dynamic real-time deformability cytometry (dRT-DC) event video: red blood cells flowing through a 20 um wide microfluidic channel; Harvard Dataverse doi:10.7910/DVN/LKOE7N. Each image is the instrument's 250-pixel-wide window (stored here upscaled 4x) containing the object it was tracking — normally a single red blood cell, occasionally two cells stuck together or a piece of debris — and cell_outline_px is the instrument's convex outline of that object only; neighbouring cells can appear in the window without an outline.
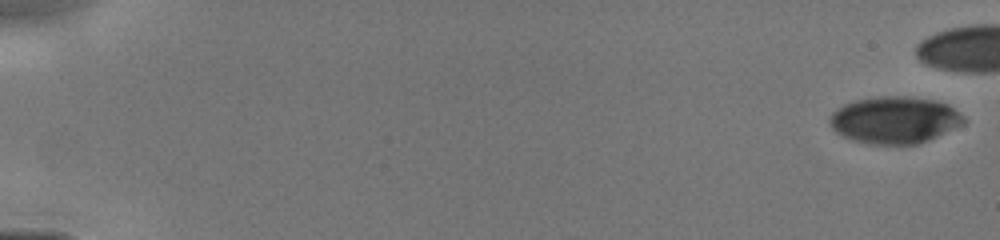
{"species": "human", "species_latin": "Homo sapiens", "temperature_condition": "cold", "stored_images_in_passage": 19, "segment_of_instrument_passage": [1, 2], "camera_frame_rate_fps": 3000, "um_per_image_px": 0.085, "donor": {"sex": "male"}, "frame": {"image": 1, "passage_image": 1, "time_ms": 0.0, "image_size_px": [1000, 240], "cell_outline_px": [[968, 120], [964, 124], [920, 144], [868, 144], [852, 140], [836, 132], [832, 128], [828, 120], [828, 116], [836, 108], [844, 104], [856, 100], [880, 96], [908, 96], [936, 100], [948, 104], [964, 116]], "centroid_in_image_um": [76.05, 10.19], "position_along_channel_um": 9.0, "area_um2": 37.05}}
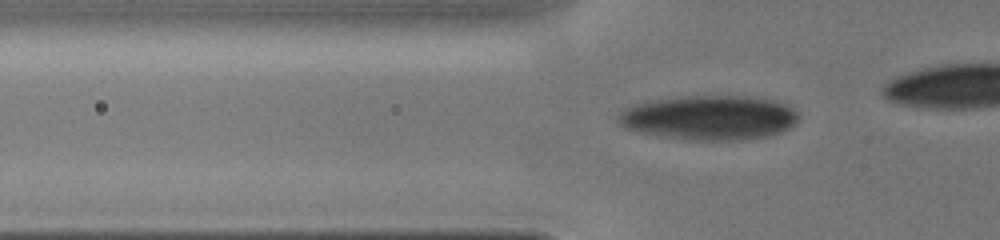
{"frame": {"image": 2, "passage_image": 14, "time_ms": 5.333, "image_size_px": [1000, 240], "cell_outline_px": [[800, 120], [792, 128], [768, 136], [744, 140], [688, 140], [644, 132], [624, 128], [616, 120], [616, 116], [620, 108], [644, 100], [676, 96], [748, 96], [776, 100], [792, 108], [800, 116]], "centroid_in_image_um": [60.26, 9.98], "position_along_channel_um": 65.5, "area_um2": 47.63}}
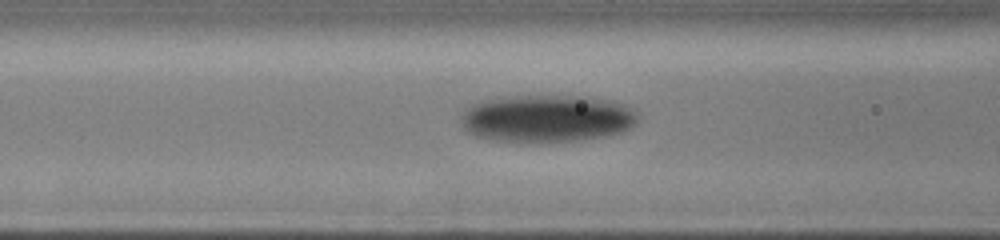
{"frame": {"image": 3, "passage_image": 17, "time_ms": 6.667, "image_size_px": [1000, 240], "cell_outline_px": [[640, 116], [636, 124], [620, 132], [608, 136], [576, 140], [540, 144], [496, 140], [476, 136], [468, 132], [464, 128], [460, 120], [460, 116], [464, 108], [480, 100], [500, 96], [584, 96], [612, 100], [624, 104], [640, 112]], "centroid_in_image_um": [46.48, 10.07], "position_along_channel_um": 120.1, "area_um2": 50.05}}